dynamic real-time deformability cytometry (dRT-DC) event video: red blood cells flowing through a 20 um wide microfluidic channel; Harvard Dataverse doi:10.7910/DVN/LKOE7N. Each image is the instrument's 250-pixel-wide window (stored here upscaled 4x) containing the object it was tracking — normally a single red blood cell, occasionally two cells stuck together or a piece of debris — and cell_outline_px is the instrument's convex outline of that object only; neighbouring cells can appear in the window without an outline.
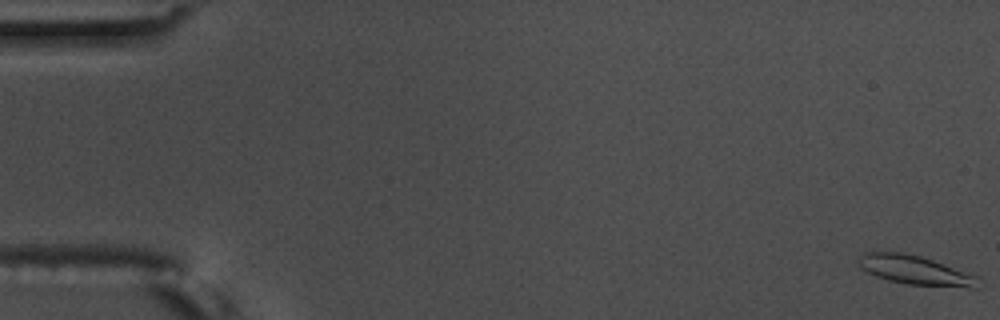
{"species": "common noctule bat (a hibernating species)", "species_latin": "Nyctalus noctula", "temperature_condition": "warm", "stored_images_in_passage": 60, "camera_frame_rate_fps": 3000, "um_per_image_px": 0.085, "animal": {"sex": "male", "body_mass_g": 17.5, "forearm_length_mm": 52.3}, "frame": {"image": 1, "passage_image": 1, "time_ms": 0.0, "image_size_px": [1000, 320], "cell_outline_px": [[980, 276], [976, 288], [968, 288], [908, 284], [888, 280], [876, 276], [860, 268], [856, 260], [856, 256], [864, 252], [904, 252], [920, 256]], "centroid_in_image_um": [77.77, 22.96], "position_along_channel_um": 7.2, "area_um2": 20.52}}
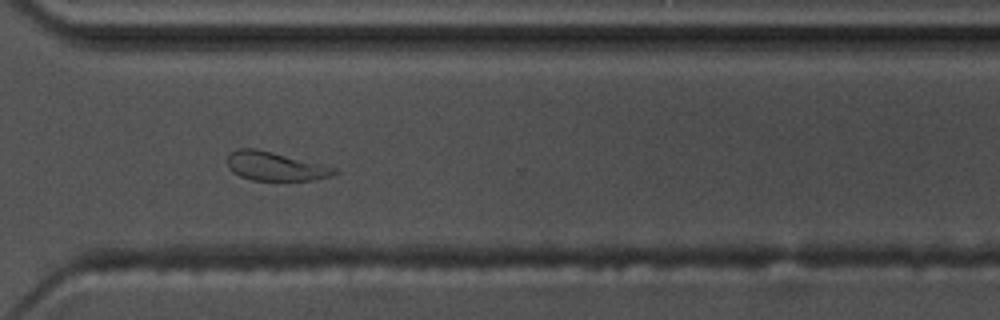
{"frame": {"image": 2, "passage_image": 44, "time_ms": 14.333, "image_size_px": [1000, 320], "cell_outline_px": [[340, 172], [316, 180], [252, 180], [240, 176], [232, 172], [228, 168], [228, 156], [236, 148], [256, 148], [336, 168]], "centroid_in_image_um": [23.36, 14.14], "position_along_channel_um": 347.2, "area_um2": 17.74}}
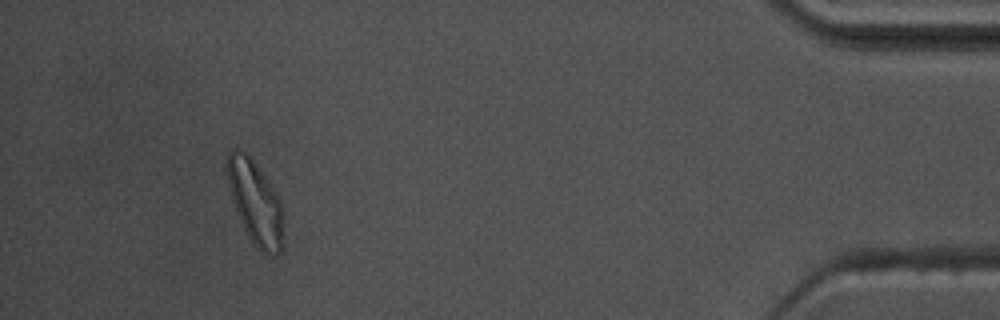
{"frame": {"image": 3, "passage_image": 55, "time_ms": 18.0, "image_size_px": [1000, 320], "cell_outline_px": [[284, 244], [280, 252], [260, 248], [252, 244], [236, 212], [228, 184], [228, 152], [232, 148], [236, 148], [244, 152], [252, 160], [268, 180], [280, 200], [284, 212]], "centroid_in_image_um": [21.73, 17.2], "position_along_channel_um": 413.5, "area_um2": 26.93}, "authors_computed_cell_mechanics": {"area_um2": 18.7272, "velocity_mm_per_s": 3.5324, "shape_relaxation_time_tau1_ms": null, "shape_relaxation_time_tau2_ms": 5.4313, "deformation_change_tau1": null, "deformation_change_tau2": 0.1424}}